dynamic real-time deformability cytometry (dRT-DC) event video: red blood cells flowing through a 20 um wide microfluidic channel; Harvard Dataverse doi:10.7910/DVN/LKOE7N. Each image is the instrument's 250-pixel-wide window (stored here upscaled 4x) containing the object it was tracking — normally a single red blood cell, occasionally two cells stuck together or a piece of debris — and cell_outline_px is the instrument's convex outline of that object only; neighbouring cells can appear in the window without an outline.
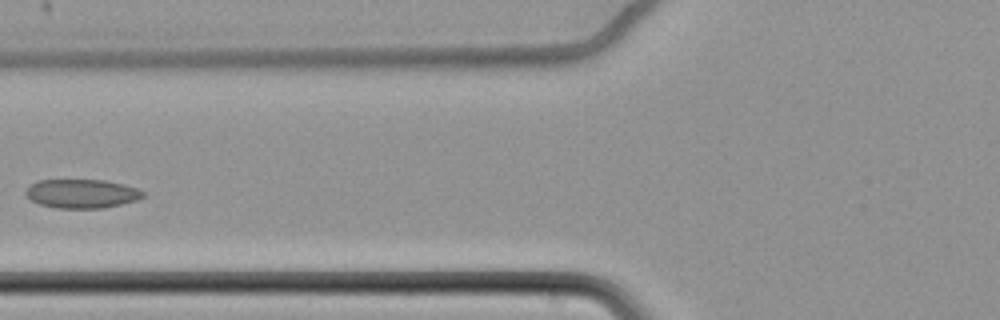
{"species": "common noctule bat (a hibernating species)", "species_latin": "Nyctalus noctula", "temperature_condition": "cold", "stored_images_in_passage": 5, "camera_frame_rate_fps": 3000, "um_per_image_px": 0.085, "animal": {"sex": "female", "body_mass_g": 22.7, "forearm_length_mm": 54.2}, "frame": {"image": 1, "passage_image": 5, "time_ms": 1.333, "image_size_px": [1000, 320], "cell_outline_px": [[144, 196], [136, 200], [104, 208], [56, 208], [40, 204], [32, 200], [24, 192], [36, 180], [104, 180], [124, 184], [136, 188], [144, 192]], "centroid_in_image_um": [6.95, 16.46], "position_along_channel_um": 118.8, "area_um2": 19.59}}